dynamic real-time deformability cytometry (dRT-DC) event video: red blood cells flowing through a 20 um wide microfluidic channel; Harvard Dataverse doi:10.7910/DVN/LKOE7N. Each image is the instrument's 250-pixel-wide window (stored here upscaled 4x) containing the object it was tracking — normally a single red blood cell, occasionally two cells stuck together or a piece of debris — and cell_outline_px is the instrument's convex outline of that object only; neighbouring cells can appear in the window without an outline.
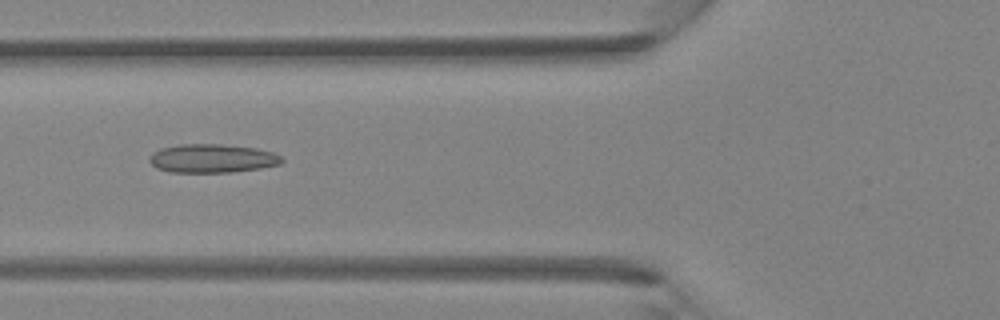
{"species": "Egyptian fruit bat (a non-hibernating species)", "species_latin": "Rousettus aegyptiacus", "temperature_condition": "room temperature", "stored_images_in_passage": 5, "camera_frame_rate_fps": 3000, "um_per_image_px": 0.085, "animal": {"sex": "female"}, "frame": {"image": 1, "passage_image": 5, "time_ms": 1.333, "image_size_px": [1000, 320], "cell_outline_px": [[284, 160], [280, 164], [260, 168], [232, 172], [168, 172], [156, 168], [148, 160], [152, 152], [160, 148], [180, 144], [220, 144], [256, 148], [272, 152], [280, 156]], "centroid_in_image_um": [18.0, 13.46], "position_along_channel_um": 107.8, "area_um2": 22.14}}